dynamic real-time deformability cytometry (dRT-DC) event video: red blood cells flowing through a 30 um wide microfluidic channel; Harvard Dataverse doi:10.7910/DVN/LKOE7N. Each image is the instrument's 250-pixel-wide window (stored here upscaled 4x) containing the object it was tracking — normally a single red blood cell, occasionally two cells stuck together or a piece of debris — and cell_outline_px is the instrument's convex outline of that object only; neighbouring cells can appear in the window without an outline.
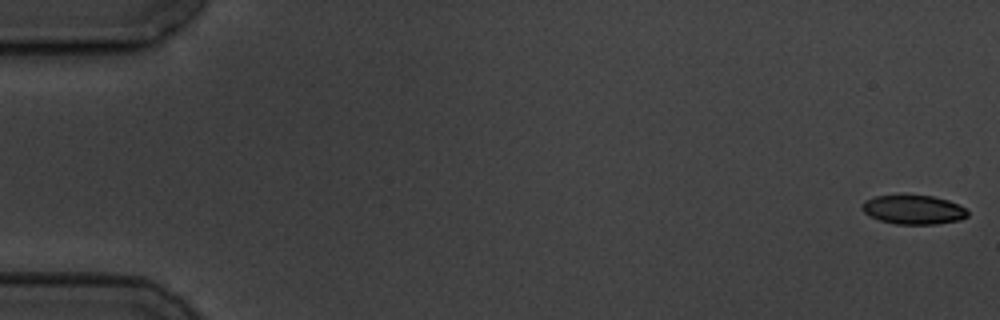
{"species": "common noctule bat (a hibernating species)", "species_latin": "Nyctalus noctula", "temperature_condition": "cold", "stored_images_in_passage": 9, "camera_frame_rate_fps": 3000, "um_per_image_px": 0.085, "animal": {"sex": "male", "body_mass_g": 19.5, "forearm_length_mm": 54.6}, "frame": {"image": 1, "passage_image": 1, "time_ms": 0.0, "image_size_px": [1000, 320], "cell_outline_px": [[968, 216], [960, 220], [936, 224], [896, 224], [880, 220], [868, 216], [860, 208], [860, 204], [864, 200], [876, 196], [900, 192], [904, 192], [932, 196], [948, 200], [964, 208], [968, 212]], "centroid_in_image_um": [77.56, 17.77], "position_along_channel_um": 7.4, "area_um2": 18.67}}
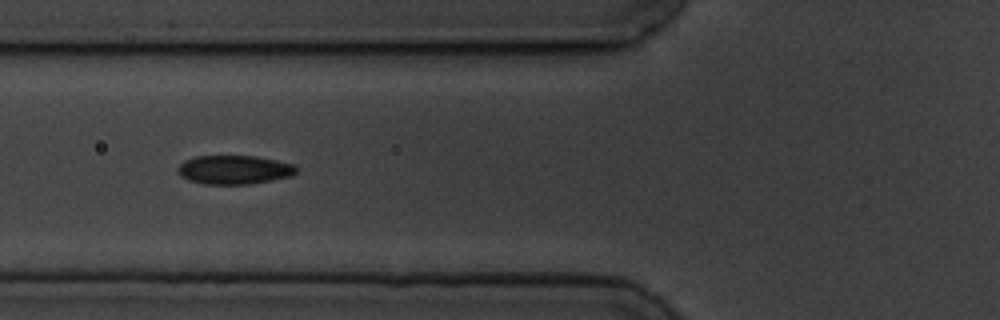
{"frame": {"image": 2, "passage_image": 7, "time_ms": 7.0, "image_size_px": [1000, 320], "cell_outline_px": [[296, 172], [292, 176], [252, 184], [204, 184], [188, 180], [180, 176], [176, 168], [184, 160], [196, 156], [256, 156], [296, 164]], "centroid_in_image_um": [19.9, 14.43], "position_along_channel_um": 105.9, "area_um2": 20.11}}
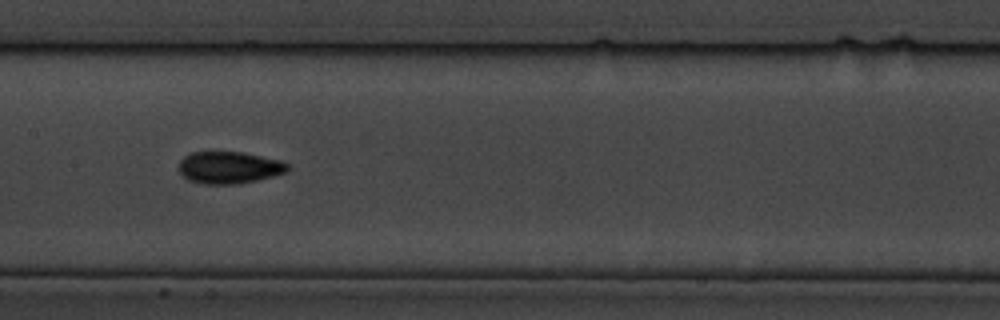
{"frame": {"image": 3, "passage_image": 9, "time_ms": 9.333, "image_size_px": [1000, 320], "cell_outline_px": [[288, 172], [256, 180], [236, 184], [204, 184], [188, 180], [180, 172], [180, 160], [184, 156], [192, 152], [244, 152], [280, 160], [288, 164]], "centroid_in_image_um": [19.48, 14.24], "position_along_channel_um": 187.9, "area_um2": 20.23}}